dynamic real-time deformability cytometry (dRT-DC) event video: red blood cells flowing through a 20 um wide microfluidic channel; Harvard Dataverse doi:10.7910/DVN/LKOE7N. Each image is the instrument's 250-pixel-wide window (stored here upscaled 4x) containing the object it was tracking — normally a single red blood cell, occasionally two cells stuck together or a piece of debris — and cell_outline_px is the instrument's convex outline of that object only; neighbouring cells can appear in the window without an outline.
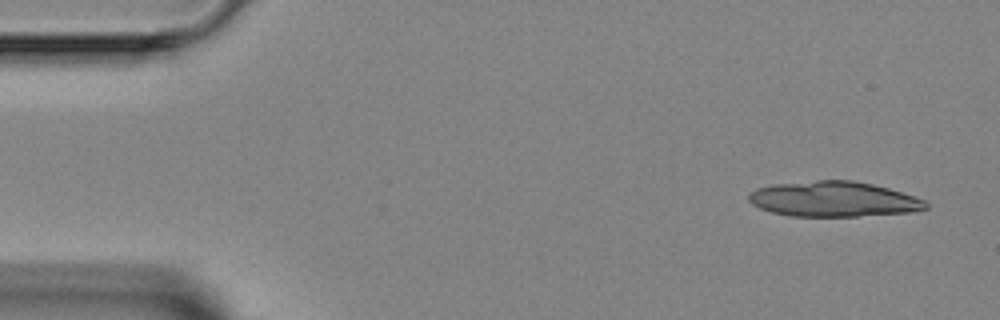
{"species": "Egyptian fruit bat (a non-hibernating species)", "species_latin": "Rousettus aegyptiacus", "temperature_condition": "room temperature", "stored_images_in_passage": 4, "camera_frame_rate_fps": 3000, "um_per_image_px": 0.085, "animal": {"sex": "female"}, "frame": {"image": 1, "passage_image": 1, "time_ms": 0.0, "image_size_px": [1000, 320], "cell_outline_px": [[928, 208], [912, 212], [856, 216], [792, 216], [772, 212], [760, 208], [752, 204], [748, 200], [748, 192], [756, 188], [772, 184], [816, 180], [852, 180], [872, 184], [888, 188], [924, 200], [928, 204]], "centroid_in_image_um": [70.81, 16.92], "position_along_channel_um": 14.2, "area_um2": 36.36}}